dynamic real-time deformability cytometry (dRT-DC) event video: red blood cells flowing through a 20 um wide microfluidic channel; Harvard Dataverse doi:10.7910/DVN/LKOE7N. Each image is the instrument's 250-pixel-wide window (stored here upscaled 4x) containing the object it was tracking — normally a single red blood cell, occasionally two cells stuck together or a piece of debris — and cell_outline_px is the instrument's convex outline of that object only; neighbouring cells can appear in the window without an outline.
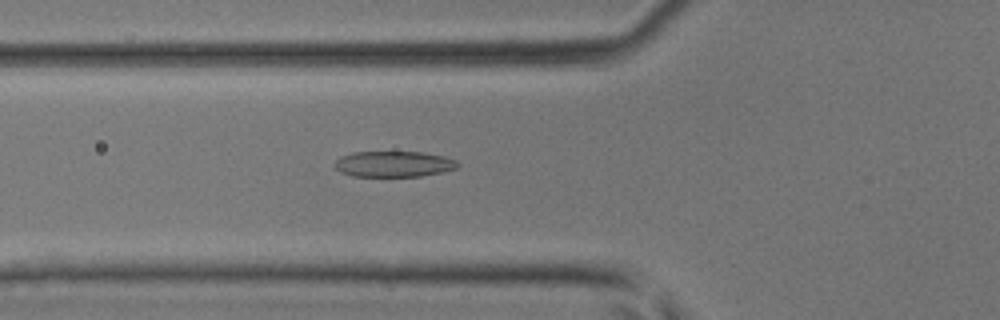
{"species": "common noctule bat (a hibernating species)", "species_latin": "Nyctalus noctula", "temperature_condition": "room temperature", "stored_images_in_passage": 45, "camera_frame_rate_fps": 3000, "um_per_image_px": 0.085, "animal": {"sex": "male", "body_mass_g": 17.9, "forearm_length_mm": 54.2}, "frame": {"image": 1, "passage_image": 17, "time_ms": 5.333, "image_size_px": [1000, 320], "cell_outline_px": [[460, 164], [456, 168], [440, 172], [420, 176], [352, 176], [340, 172], [332, 164], [340, 156], [352, 152], [424, 152], [444, 156], [456, 160]], "centroid_in_image_um": [33.43, 13.93], "position_along_channel_um": 92.4, "area_um2": 18.55}}
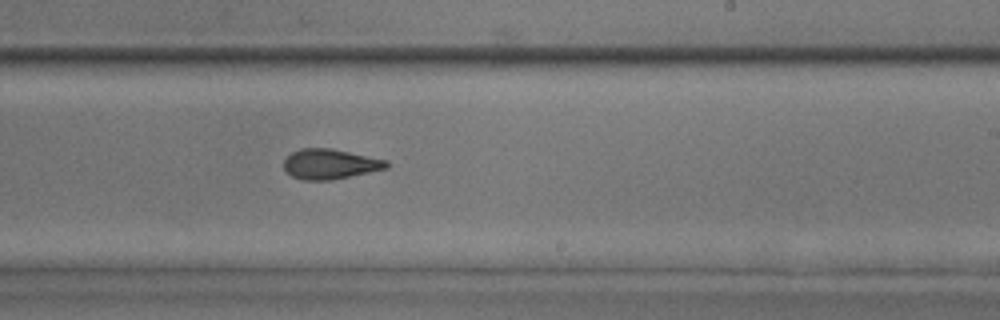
{"frame": {"image": 2, "passage_image": 28, "time_ms": 9.0, "image_size_px": [1000, 320], "cell_outline_px": [[388, 168], [332, 180], [304, 180], [292, 176], [284, 172], [284, 160], [292, 152], [300, 148], [332, 148], [388, 160]], "centroid_in_image_um": [28.04, 13.94], "position_along_channel_um": 261.0, "area_um2": 18.09}}
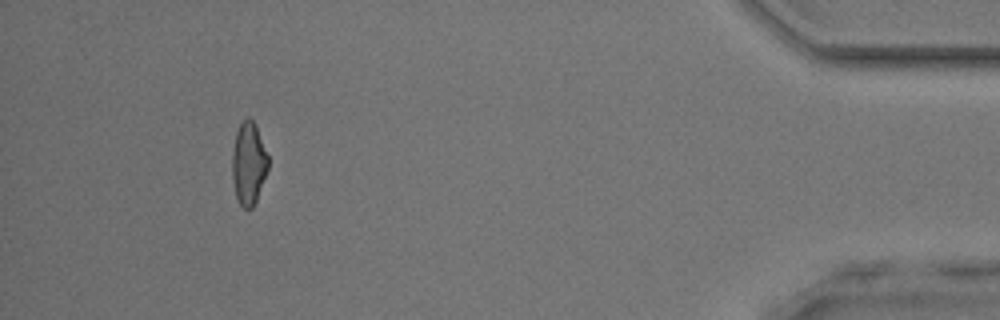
{"frame": {"image": 3, "passage_image": 42, "time_ms": 13.667, "image_size_px": [1000, 320], "cell_outline_px": [[268, 168], [256, 200], [252, 208], [244, 208], [240, 204], [236, 196], [232, 176], [232, 152], [236, 132], [240, 124], [248, 116], [256, 124], [268, 156]], "centroid_in_image_um": [21.13, 13.86], "position_along_channel_um": 414.1, "area_um2": 17.17}}